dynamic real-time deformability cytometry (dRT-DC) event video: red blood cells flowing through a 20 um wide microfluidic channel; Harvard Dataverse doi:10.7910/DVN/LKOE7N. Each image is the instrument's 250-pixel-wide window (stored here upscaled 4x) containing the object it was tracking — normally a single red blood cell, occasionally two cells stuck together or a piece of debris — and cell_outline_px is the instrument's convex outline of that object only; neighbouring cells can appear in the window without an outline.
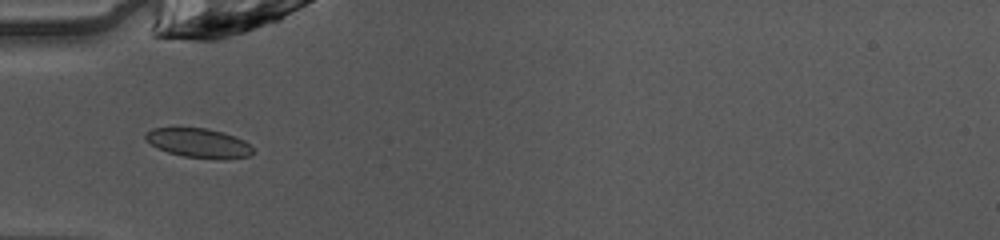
{"species": "common noctule bat (a hibernating species)", "species_latin": "Nyctalus noctula", "temperature_condition": "warm", "stored_images_in_passage": 18, "camera_frame_rate_fps": 3000, "um_per_image_px": 0.085, "animal": {"sex": "female", "body_mass_g": 10.0, "forearm_length_mm": 53.1}, "frame": {"image": 1, "passage_image": 3, "time_ms": 0.667, "image_size_px": [1000, 240], "cell_outline_px": [[252, 152], [248, 156], [228, 160], [224, 160], [184, 156], [168, 152], [144, 140], [144, 132], [152, 128], [208, 128], [224, 132], [236, 136], [244, 140], [252, 148]], "centroid_in_image_um": [16.89, 12.15], "position_along_channel_um": 68.1, "area_um2": 18.44}}
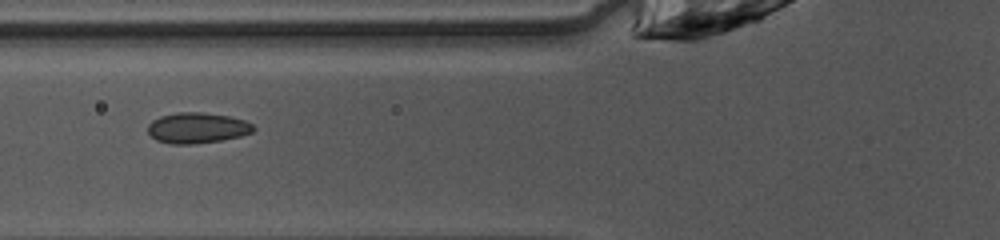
{"frame": {"image": 2, "passage_image": 6, "time_ms": 1.667, "image_size_px": [1000, 240], "cell_outline_px": [[256, 128], [252, 132], [240, 136], [220, 140], [192, 144], [172, 144], [156, 140], [148, 132], [148, 124], [152, 120], [160, 116], [176, 112], [200, 112], [228, 116], [244, 120], [252, 124]], "centroid_in_image_um": [16.74, 10.87], "position_along_channel_um": 109.1, "area_um2": 18.79}}